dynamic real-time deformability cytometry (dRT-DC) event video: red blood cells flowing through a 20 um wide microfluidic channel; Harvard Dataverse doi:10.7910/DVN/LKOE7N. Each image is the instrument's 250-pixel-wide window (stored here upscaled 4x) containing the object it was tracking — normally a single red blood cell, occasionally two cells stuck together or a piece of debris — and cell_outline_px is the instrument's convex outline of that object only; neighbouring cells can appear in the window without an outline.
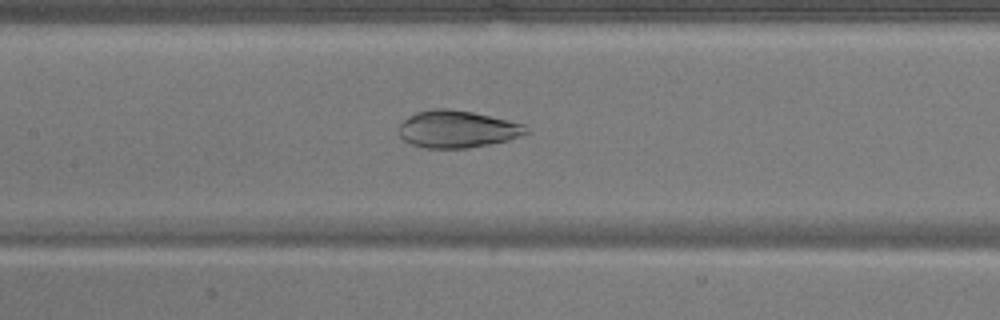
{"species": "common noctule bat (a hibernating species)", "species_latin": "Nyctalus noctula", "temperature_condition": "warm", "stored_images_in_passage": 43, "camera_frame_rate_fps": 3000, "um_per_image_px": 0.085, "animal": {"sex": "male", "body_mass_g": 17.9}, "frame": {"image": 1, "passage_image": 15, "time_ms": 4.667, "image_size_px": [1000, 320], "cell_outline_px": [[528, 132], [508, 140], [468, 148], [424, 148], [412, 144], [404, 140], [400, 136], [396, 128], [408, 116], [416, 112], [432, 108], [448, 108], [472, 112], [508, 120], [524, 124], [528, 128]], "centroid_in_image_um": [38.81, 10.97], "position_along_channel_um": 168.6, "area_um2": 27.63}}
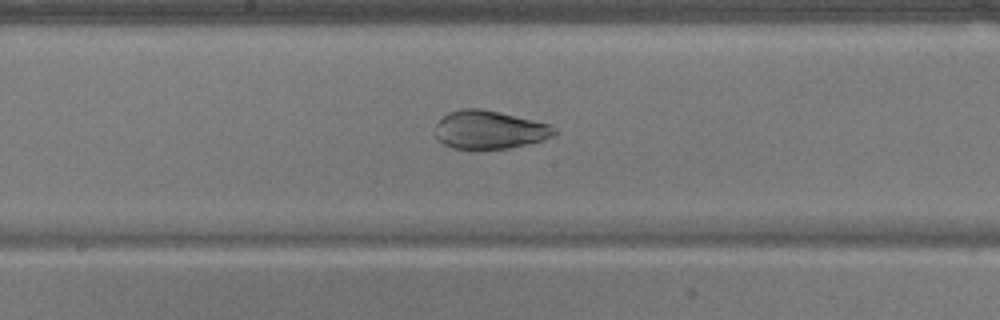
{"frame": {"image": 2, "passage_image": 18, "time_ms": 5.667, "image_size_px": [1000, 320], "cell_outline_px": [[560, 132], [556, 136], [508, 148], [452, 148], [436, 140], [432, 132], [436, 124], [448, 112], [460, 108], [480, 108], [500, 112], [548, 124], [556, 128]], "centroid_in_image_um": [41.56, 11.02], "position_along_channel_um": 206.6, "area_um2": 26.65}}